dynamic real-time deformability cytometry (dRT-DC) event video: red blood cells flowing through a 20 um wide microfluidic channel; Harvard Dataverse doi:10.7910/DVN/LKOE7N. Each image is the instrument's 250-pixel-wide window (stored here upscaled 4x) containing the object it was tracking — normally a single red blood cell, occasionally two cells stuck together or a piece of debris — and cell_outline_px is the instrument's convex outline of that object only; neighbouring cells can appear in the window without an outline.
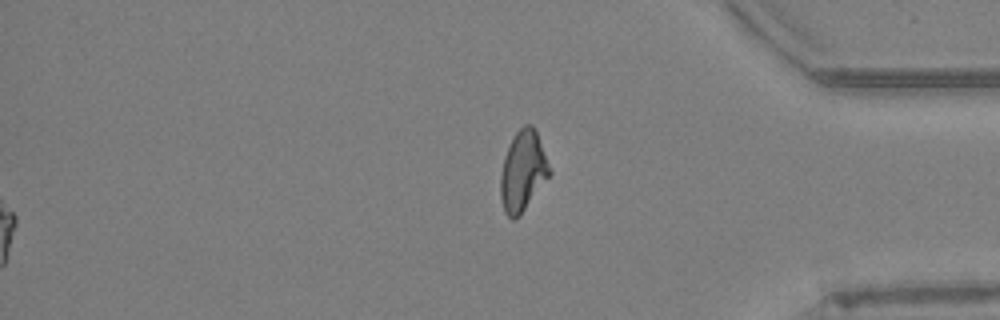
{"species": "Egyptian fruit bat (a non-hibernating species)", "species_latin": "Rousettus aegyptiacus", "temperature_condition": "warm", "stored_images_in_passage": 49, "segment_of_instrument_passage": [2, 2], "camera_frame_rate_fps": 3000, "um_per_image_px": 0.085, "animal": {"sex": "female"}, "frame": {"image": 1, "passage_image": 49, "time_ms": 16.0, "image_size_px": [1000, 320], "cell_outline_px": [[552, 172], [520, 216], [512, 220], [504, 212], [500, 196], [500, 176], [504, 156], [516, 132], [524, 124], [532, 124], [536, 132]], "centroid_in_image_um": [44.43, 14.58], "position_along_channel_um": 390.8, "area_um2": 22.72}}